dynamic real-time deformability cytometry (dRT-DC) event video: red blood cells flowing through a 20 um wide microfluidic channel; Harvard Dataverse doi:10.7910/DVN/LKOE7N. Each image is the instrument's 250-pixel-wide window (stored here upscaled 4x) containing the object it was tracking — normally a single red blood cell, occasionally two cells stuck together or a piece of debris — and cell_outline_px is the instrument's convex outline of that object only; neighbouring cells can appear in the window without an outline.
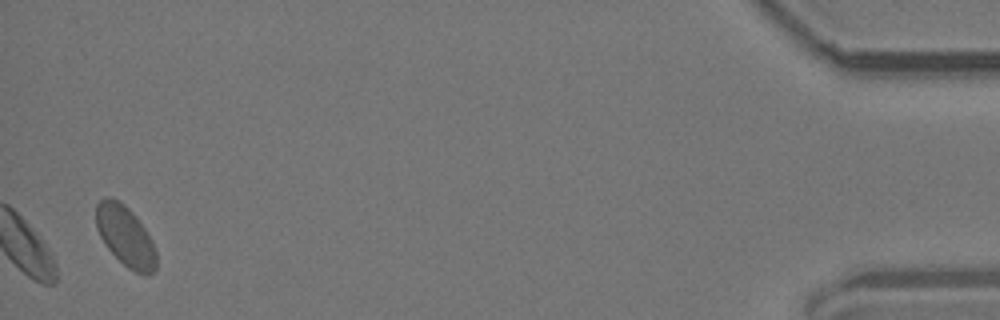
{"species": "common noctule bat (a hibernating species)", "species_latin": "Nyctalus noctula", "temperature_condition": "room temperature", "stored_images_in_passage": 39, "camera_frame_rate_fps": 3000, "um_per_image_px": 0.085, "animal": {"sex": "male", "body_mass_g": 19.2, "forearm_length_mm": 51.8}, "frame": {"image": 1, "passage_image": 39, "time_ms": 12.667, "image_size_px": [1000, 320], "cell_outline_px": [[156, 268], [148, 276], [144, 276], [128, 268], [104, 244], [96, 228], [96, 204], [104, 196], [112, 196], [120, 200], [132, 212], [144, 228], [152, 240], [156, 252]], "centroid_in_image_um": [10.65, 20.04], "position_along_channel_um": 424.6, "area_um2": 21.27}, "authors_computed_cell_mechanics": {"area_um2": 19.4786, "velocity_mm_per_s": 3.7048, "shape_relaxation_time_tau1_ms": 10.5269, "shape_relaxation_time_tau2_ms": 2.379, "deformation_change_tau1": 0.1895, "deformation_change_tau2": 0.0722}}